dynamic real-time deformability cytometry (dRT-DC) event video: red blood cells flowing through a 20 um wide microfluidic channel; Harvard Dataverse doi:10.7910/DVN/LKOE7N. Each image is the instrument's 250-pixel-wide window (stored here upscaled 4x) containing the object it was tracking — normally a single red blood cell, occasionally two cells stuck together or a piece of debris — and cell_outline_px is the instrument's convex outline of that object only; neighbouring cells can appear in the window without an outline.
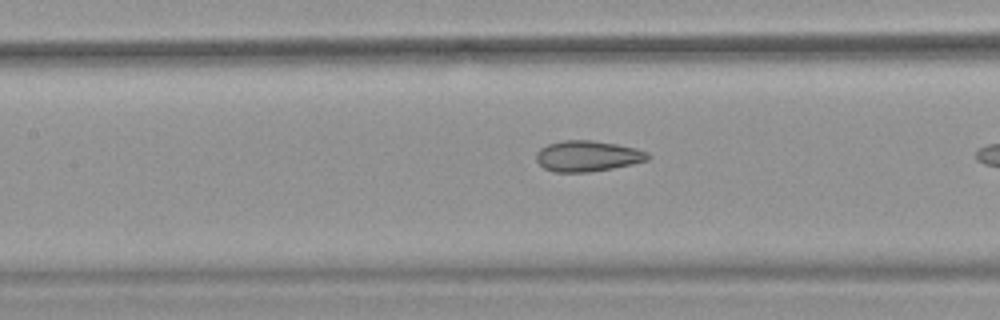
{"species": "common noctule bat (a hibernating species)", "species_latin": "Nyctalus noctula", "temperature_condition": "warm", "stored_images_in_passage": 30, "camera_frame_rate_fps": 3000, "um_per_image_px": 0.085, "animal": {"sex": "female", "body_mass_g": 18.4}, "frame": {"image": 1, "passage_image": 18, "time_ms": 5.667, "image_size_px": [1000, 320], "cell_outline_px": [[652, 156], [648, 160], [632, 164], [612, 168], [588, 172], [552, 172], [544, 168], [536, 160], [536, 152], [540, 148], [548, 144], [564, 140], [592, 140], [616, 144], [636, 148], [648, 152]], "centroid_in_image_um": [49.94, 13.26], "position_along_channel_um": 157.5, "area_um2": 20.11}}
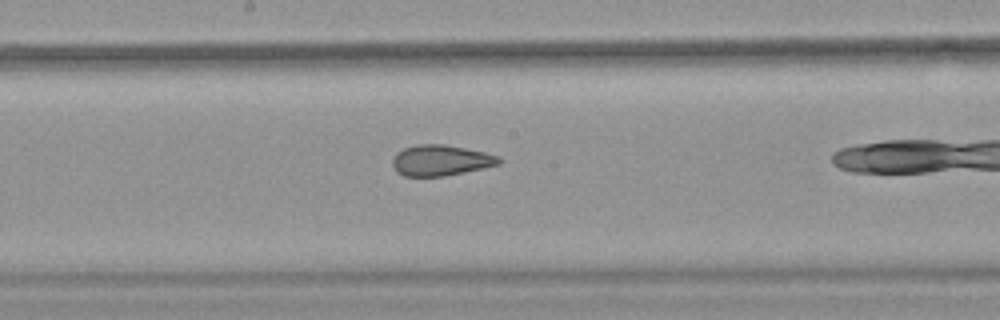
{"frame": {"image": 2, "passage_image": 22, "time_ms": 7.0, "image_size_px": [1000, 320], "cell_outline_px": [[504, 160], [500, 164], [444, 176], [404, 176], [396, 172], [392, 164], [392, 160], [396, 152], [404, 148], [416, 144], [444, 144], [484, 152], [500, 156]], "centroid_in_image_um": [37.45, 13.62], "position_along_channel_um": 210.7, "area_um2": 19.13}}